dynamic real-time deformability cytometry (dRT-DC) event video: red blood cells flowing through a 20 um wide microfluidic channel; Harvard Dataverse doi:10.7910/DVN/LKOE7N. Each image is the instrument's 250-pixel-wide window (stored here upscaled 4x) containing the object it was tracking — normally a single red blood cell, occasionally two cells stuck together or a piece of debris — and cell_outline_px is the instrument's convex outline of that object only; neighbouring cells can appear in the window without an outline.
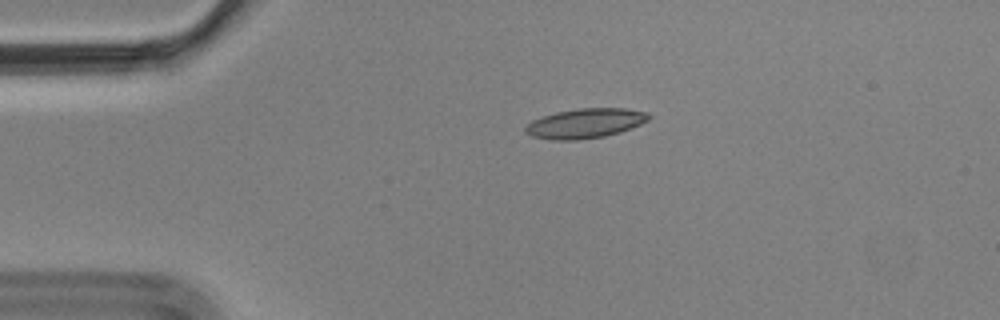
{"species": "Egyptian fruit bat (a non-hibernating species)", "species_latin": "Rousettus aegyptiacus", "temperature_condition": "cold", "stored_images_in_passage": 2, "camera_frame_rate_fps": 3000, "um_per_image_px": 0.085, "animal": {"sex": "male"}, "frame": {"image": 1, "passage_image": 1, "time_ms": 0.0, "image_size_px": [1000, 320], "cell_outline_px": [[652, 116], [648, 120], [640, 124], [620, 132], [604, 136], [576, 140], [552, 140], [532, 136], [524, 132], [524, 128], [532, 120], [556, 112], [580, 108], [624, 108], [648, 112]], "centroid_in_image_um": [49.75, 10.48], "position_along_channel_um": 35.3, "area_um2": 21.27}}